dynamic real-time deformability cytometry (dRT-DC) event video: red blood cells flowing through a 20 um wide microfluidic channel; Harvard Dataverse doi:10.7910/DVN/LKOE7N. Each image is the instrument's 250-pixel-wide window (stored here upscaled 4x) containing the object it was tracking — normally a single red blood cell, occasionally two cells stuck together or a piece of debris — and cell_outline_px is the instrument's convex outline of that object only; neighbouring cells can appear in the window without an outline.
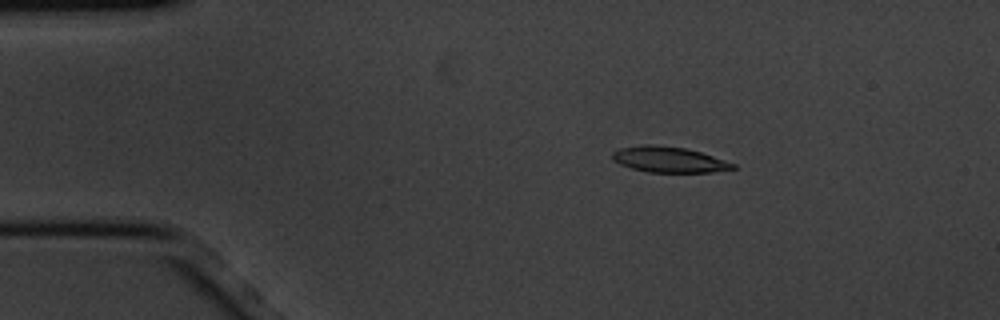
{"species": "common noctule bat (a hibernating species)", "species_latin": "Nyctalus noctula", "temperature_condition": "cold", "stored_images_in_passage": 5, "segment_of_instrument_passage": [1, 2], "camera_frame_rate_fps": 3000, "um_per_image_px": 0.085, "animal": {"sex": "male", "body_mass_g": 20.1, "forearm_length_mm": 53.5}, "frame": {"image": 1, "passage_image": 3, "time_ms": 0.667, "image_size_px": [1000, 320], "cell_outline_px": [[736, 168], [712, 172], [648, 172], [632, 168], [620, 164], [612, 160], [612, 152], [620, 148], [644, 144], [652, 144], [688, 148], [736, 164]], "centroid_in_image_um": [56.84, 13.55], "position_along_channel_um": 28.2, "area_um2": 18.03}}